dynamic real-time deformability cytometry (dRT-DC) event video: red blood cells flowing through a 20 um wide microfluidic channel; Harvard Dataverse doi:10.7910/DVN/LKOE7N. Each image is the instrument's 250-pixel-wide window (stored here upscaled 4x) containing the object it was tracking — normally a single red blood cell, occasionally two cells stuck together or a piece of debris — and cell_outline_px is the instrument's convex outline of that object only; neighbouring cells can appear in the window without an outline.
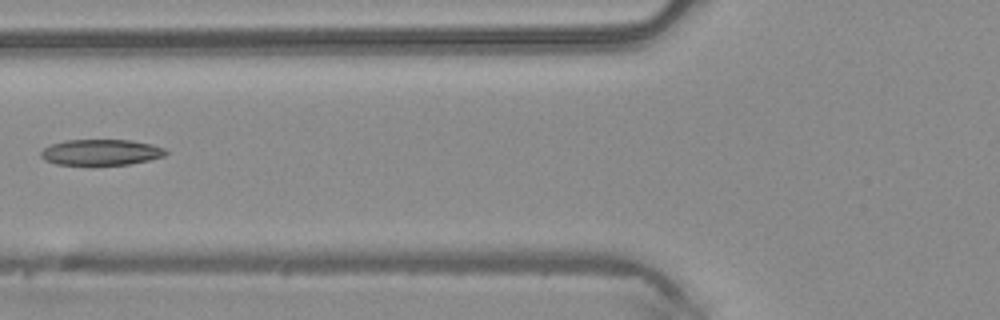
{"species": "common noctule bat (a hibernating species)", "species_latin": "Nyctalus noctula", "temperature_condition": "warm", "stored_images_in_passage": 6, "camera_frame_rate_fps": 3000, "um_per_image_px": 0.085, "animal": {"sex": "male", "body_mass_g": 20.4}, "frame": {"image": 1, "passage_image": 6, "time_ms": 1.667, "image_size_px": [1000, 320], "cell_outline_px": [[168, 152], [164, 156], [148, 160], [128, 164], [88, 168], [56, 164], [44, 160], [40, 156], [40, 152], [44, 148], [52, 144], [64, 140], [128, 140], [152, 144], [164, 148]], "centroid_in_image_um": [8.52, 12.99], "position_along_channel_um": 117.3, "area_um2": 19.65}}